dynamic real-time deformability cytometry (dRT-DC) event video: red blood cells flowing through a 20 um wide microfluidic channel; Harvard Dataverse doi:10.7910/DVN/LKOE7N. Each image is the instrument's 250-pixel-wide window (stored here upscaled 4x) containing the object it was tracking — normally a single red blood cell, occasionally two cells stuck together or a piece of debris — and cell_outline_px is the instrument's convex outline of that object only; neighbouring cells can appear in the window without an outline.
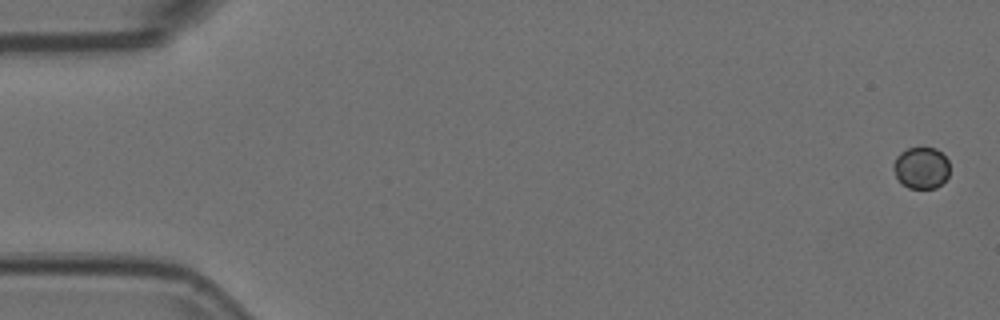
{"species": "Egyptian fruit bat (a non-hibernating species)", "species_latin": "Rousettus aegyptiacus", "temperature_condition": "room temperature", "stored_images_in_passage": 6, "camera_frame_rate_fps": 3000, "um_per_image_px": 0.085, "animal": {"sex": "female"}, "frame": {"image": 1, "passage_image": 1, "time_ms": 0.0, "image_size_px": [1000, 320], "cell_outline_px": [[948, 176], [936, 188], [908, 188], [896, 176], [892, 168], [892, 164], [896, 156], [900, 152], [908, 148], [936, 148], [948, 160]], "centroid_in_image_um": [78.28, 14.26], "position_along_channel_um": 6.7, "area_um2": 13.53}}
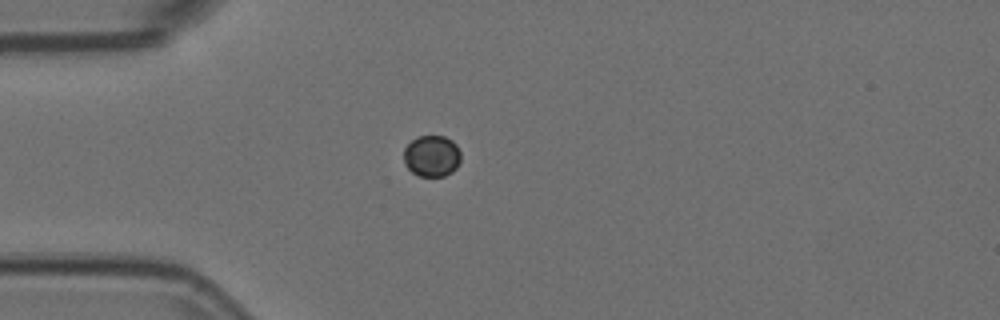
{"frame": {"image": 2, "passage_image": 5, "time_ms": 1.333, "image_size_px": [1000, 320], "cell_outline_px": [[460, 160], [456, 168], [452, 172], [444, 176], [420, 176], [412, 172], [404, 164], [404, 148], [416, 136], [444, 136], [452, 140], [456, 144], [460, 152]], "centroid_in_image_um": [36.7, 13.25], "position_along_channel_um": 48.3, "area_um2": 13.81}}